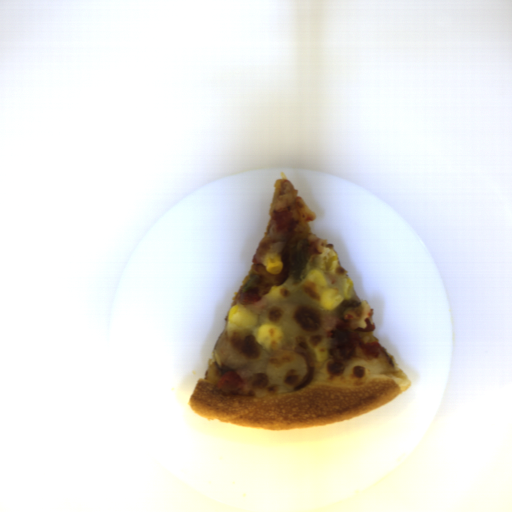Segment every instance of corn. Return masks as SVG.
<instances>
[{
  "label": "corn",
  "instance_id": "51d56268",
  "mask_svg": "<svg viewBox=\"0 0 512 512\" xmlns=\"http://www.w3.org/2000/svg\"><path fill=\"white\" fill-rule=\"evenodd\" d=\"M306 284L310 290L318 293L319 306L325 310H333L339 306L342 296L337 289H327V283L318 269L308 272Z\"/></svg>",
  "mask_w": 512,
  "mask_h": 512
},
{
  "label": "corn",
  "instance_id": "f1292c28",
  "mask_svg": "<svg viewBox=\"0 0 512 512\" xmlns=\"http://www.w3.org/2000/svg\"><path fill=\"white\" fill-rule=\"evenodd\" d=\"M228 320L231 325L239 329H249L257 324L255 312L241 306H233L228 313Z\"/></svg>",
  "mask_w": 512,
  "mask_h": 512
},
{
  "label": "corn",
  "instance_id": "79e197a2",
  "mask_svg": "<svg viewBox=\"0 0 512 512\" xmlns=\"http://www.w3.org/2000/svg\"><path fill=\"white\" fill-rule=\"evenodd\" d=\"M286 294L285 292V289L283 286H272L269 293L266 294L265 296H268L272 299H276V298H280V297H284Z\"/></svg>",
  "mask_w": 512,
  "mask_h": 512
},
{
  "label": "corn",
  "instance_id": "cfcad685",
  "mask_svg": "<svg viewBox=\"0 0 512 512\" xmlns=\"http://www.w3.org/2000/svg\"><path fill=\"white\" fill-rule=\"evenodd\" d=\"M338 255L335 250L330 247L324 249L319 259V268L322 271H334L337 269Z\"/></svg>",
  "mask_w": 512,
  "mask_h": 512
},
{
  "label": "corn",
  "instance_id": "2b8c4276",
  "mask_svg": "<svg viewBox=\"0 0 512 512\" xmlns=\"http://www.w3.org/2000/svg\"><path fill=\"white\" fill-rule=\"evenodd\" d=\"M283 269V262L279 255L267 257L266 270L269 274H279Z\"/></svg>",
  "mask_w": 512,
  "mask_h": 512
},
{
  "label": "corn",
  "instance_id": "5cfa1b94",
  "mask_svg": "<svg viewBox=\"0 0 512 512\" xmlns=\"http://www.w3.org/2000/svg\"><path fill=\"white\" fill-rule=\"evenodd\" d=\"M284 335L278 326L264 324L259 326L255 341L266 349H271L281 342Z\"/></svg>",
  "mask_w": 512,
  "mask_h": 512
},
{
  "label": "corn",
  "instance_id": "30e3d8cc",
  "mask_svg": "<svg viewBox=\"0 0 512 512\" xmlns=\"http://www.w3.org/2000/svg\"><path fill=\"white\" fill-rule=\"evenodd\" d=\"M353 284L354 282L351 279L345 280L343 295L347 298V300H352Z\"/></svg>",
  "mask_w": 512,
  "mask_h": 512
}]
</instances>
